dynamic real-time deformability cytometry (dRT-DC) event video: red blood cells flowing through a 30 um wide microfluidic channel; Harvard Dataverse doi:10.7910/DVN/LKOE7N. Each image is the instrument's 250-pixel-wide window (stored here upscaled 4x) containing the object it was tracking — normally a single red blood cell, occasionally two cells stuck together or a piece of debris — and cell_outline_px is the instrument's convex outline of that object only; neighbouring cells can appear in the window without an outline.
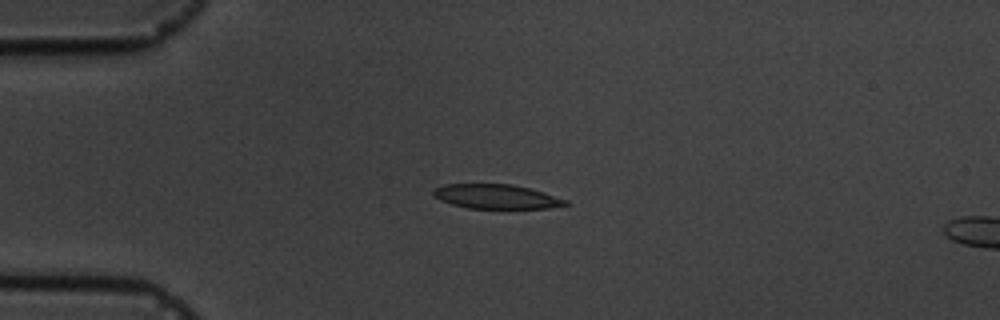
{"species": "common noctule bat (a hibernating species)", "species_latin": "Nyctalus noctula", "temperature_condition": "cold", "stored_images_in_passage": 3, "camera_frame_rate_fps": 3000, "um_per_image_px": 0.085, "animal": {"sex": "male", "body_mass_g": 19.5, "forearm_length_mm": 54.6}, "frame": {"image": 1, "passage_image": 2, "time_ms": 1.333, "image_size_px": [1000, 320], "cell_outline_px": [[568, 204], [548, 208], [468, 208], [452, 204], [440, 200], [432, 196], [432, 188], [444, 184], [512, 184], [544, 192], [568, 200]], "centroid_in_image_um": [42.13, 16.7], "position_along_channel_um": 42.9, "area_um2": 18.79}}